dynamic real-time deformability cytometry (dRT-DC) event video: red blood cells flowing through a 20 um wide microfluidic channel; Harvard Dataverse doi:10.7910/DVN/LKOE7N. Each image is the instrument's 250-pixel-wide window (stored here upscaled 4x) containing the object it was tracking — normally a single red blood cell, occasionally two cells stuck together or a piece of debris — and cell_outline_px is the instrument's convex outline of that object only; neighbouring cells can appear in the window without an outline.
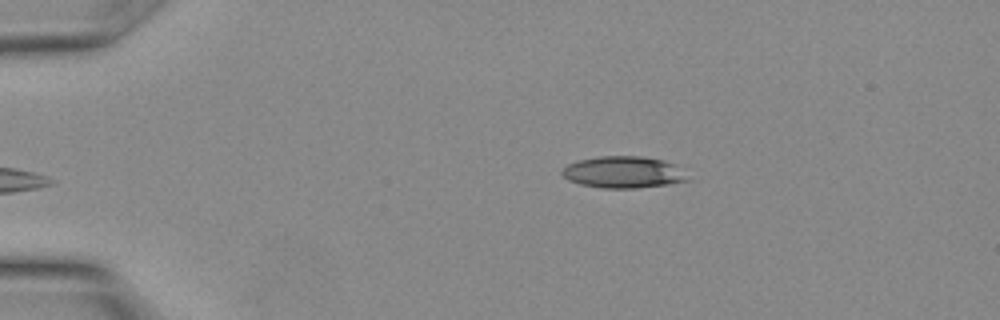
{"species": "Egyptian fruit bat (a non-hibernating species)", "species_latin": "Rousettus aegyptiacus", "temperature_condition": "warm", "stored_images_in_passage": 12, "camera_frame_rate_fps": 3000, "um_per_image_px": 0.085, "animal": {"sex": "female"}, "frame": {"image": 1, "passage_image": 1, "time_ms": 0.0, "image_size_px": [1000, 320], "cell_outline_px": [[688, 180], [664, 184], [636, 188], [600, 188], [580, 184], [568, 180], [560, 172], [568, 164], [580, 160], [600, 156], [640, 156], [660, 160], [672, 164]], "centroid_in_image_um": [52.86, 14.64], "position_along_channel_um": 32.1, "area_um2": 22.48}}
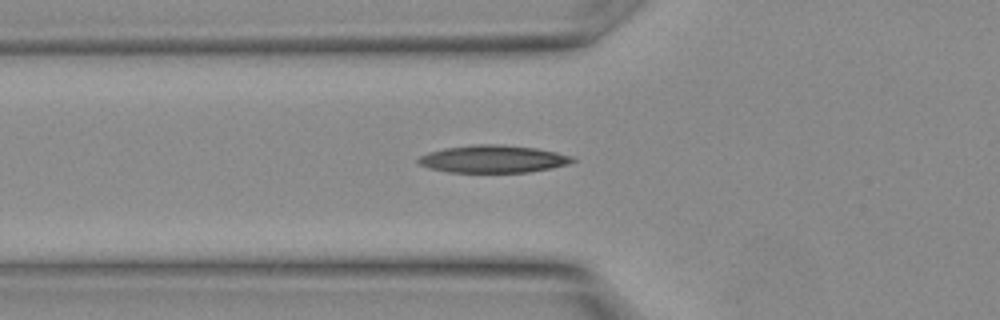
{"frame": {"image": 2, "passage_image": 6, "time_ms": 1.667, "image_size_px": [1000, 320], "cell_outline_px": [[576, 160], [568, 164], [528, 172], [448, 172], [428, 168], [420, 164], [416, 160], [420, 156], [428, 152], [444, 148], [472, 144], [500, 144], [536, 148], [556, 152], [572, 156]], "centroid_in_image_um": [41.87, 13.5], "position_along_channel_um": 83.9, "area_um2": 24.68}}
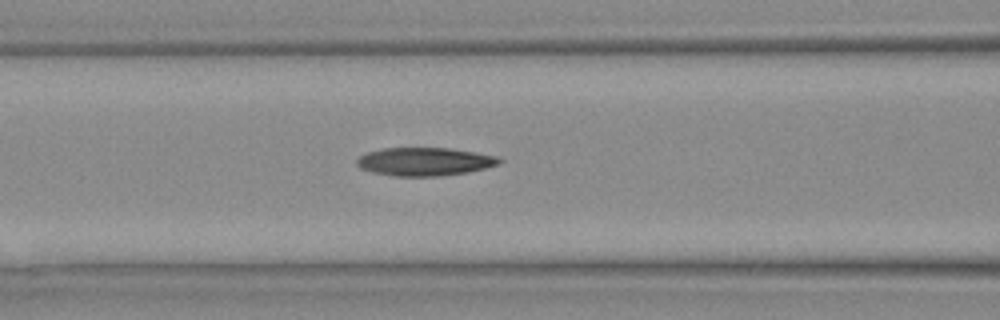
{"frame": {"image": 3, "passage_image": 8, "time_ms": 2.333, "image_size_px": [1000, 320], "cell_outline_px": [[504, 160], [500, 164], [468, 172], [440, 176], [396, 176], [372, 172], [360, 168], [356, 164], [356, 160], [360, 156], [368, 152], [384, 148], [452, 148], [500, 156]], "centroid_in_image_um": [36.14, 13.73], "position_along_channel_um": 130.5, "area_um2": 23.58}}